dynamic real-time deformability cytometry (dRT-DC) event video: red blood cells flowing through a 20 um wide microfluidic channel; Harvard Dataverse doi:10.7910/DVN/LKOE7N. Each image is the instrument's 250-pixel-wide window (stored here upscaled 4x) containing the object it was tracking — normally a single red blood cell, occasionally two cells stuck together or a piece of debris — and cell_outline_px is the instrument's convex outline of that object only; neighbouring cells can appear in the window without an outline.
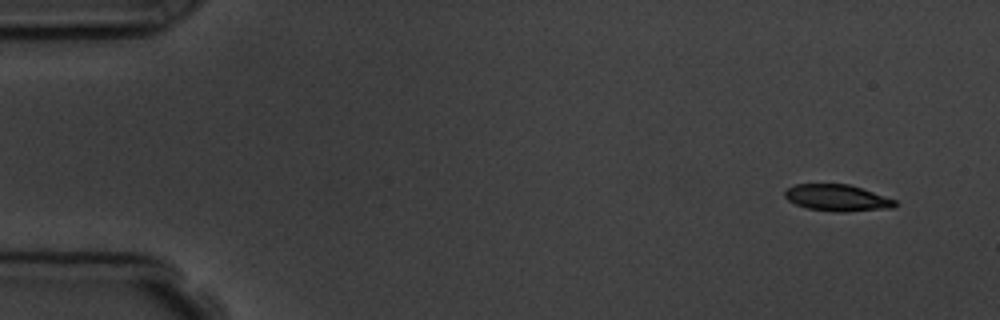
{"species": "common noctule bat (a hibernating species)", "species_latin": "Nyctalus noctula", "temperature_condition": "room temperature", "stored_images_in_passage": 9, "camera_frame_rate_fps": 3000, "um_per_image_px": 0.085, "animal": {"sex": "male", "body_mass_g": 19.5, "forearm_length_mm": 54.6}, "frame": {"image": 1, "passage_image": 1, "time_ms": 0.0, "image_size_px": [1000, 320], "cell_outline_px": [[896, 204], [892, 208], [844, 212], [832, 212], [808, 208], [796, 204], [788, 200], [784, 196], [784, 192], [788, 188], [796, 184], [848, 184], [896, 200]], "centroid_in_image_um": [71.14, 16.82], "position_along_channel_um": 13.9, "area_um2": 16.88}}